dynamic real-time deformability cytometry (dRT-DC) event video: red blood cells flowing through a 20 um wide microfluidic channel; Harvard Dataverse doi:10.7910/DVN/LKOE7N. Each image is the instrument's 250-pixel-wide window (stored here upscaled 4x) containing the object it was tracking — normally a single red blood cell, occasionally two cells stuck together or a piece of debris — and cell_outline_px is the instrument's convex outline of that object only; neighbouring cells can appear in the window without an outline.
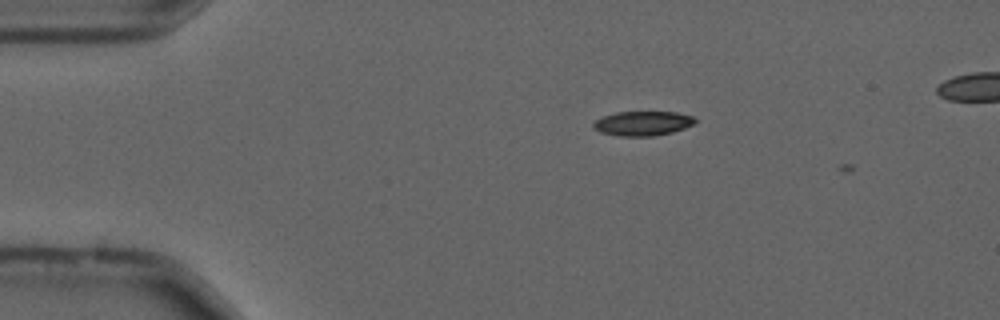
{"species": "common noctule bat (a hibernating species)", "species_latin": "Nyctalus noctula", "temperature_condition": "cold", "stored_images_in_passage": 5, "camera_frame_rate_fps": 3000, "um_per_image_px": 0.085, "animal": {"sex": "male", "forearm_length_mm": 52.5}, "frame": {"image": 1, "passage_image": 2, "time_ms": 0.333, "image_size_px": [1000, 320], "cell_outline_px": [[696, 124], [672, 132], [652, 136], [620, 136], [600, 132], [592, 128], [592, 124], [596, 120], [604, 116], [616, 112], [676, 112], [692, 116], [696, 120]], "centroid_in_image_um": [54.63, 10.49], "position_along_channel_um": 30.4, "area_um2": 14.51}}